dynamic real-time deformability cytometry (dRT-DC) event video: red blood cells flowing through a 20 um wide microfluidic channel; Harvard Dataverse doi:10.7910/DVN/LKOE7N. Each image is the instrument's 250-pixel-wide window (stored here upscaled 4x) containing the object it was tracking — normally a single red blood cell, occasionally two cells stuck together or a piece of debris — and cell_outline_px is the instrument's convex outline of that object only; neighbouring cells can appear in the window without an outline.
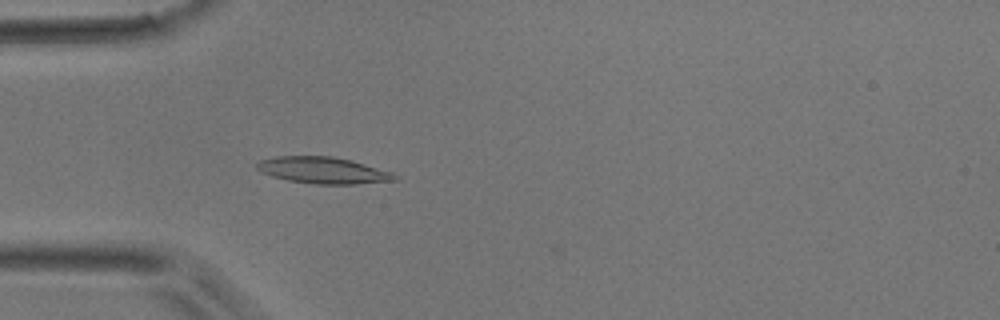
{"species": "common noctule bat (a hibernating species)", "species_latin": "Nyctalus noctula", "temperature_condition": "room temperature", "stored_images_in_passage": 5, "camera_frame_rate_fps": 3000, "um_per_image_px": 0.085, "animal": {"sex": "male", "body_mass_g": 17.9}, "frame": {"image": 1, "passage_image": 4, "time_ms": 1.0, "image_size_px": [1000, 320], "cell_outline_px": [[400, 176], [396, 180], [356, 184], [316, 184], [288, 180], [272, 176], [260, 172], [256, 168], [256, 164], [260, 160], [276, 156], [332, 156], [352, 160], [392, 172]], "centroid_in_image_um": [27.47, 14.47], "position_along_channel_um": 57.5, "area_um2": 21.39}}